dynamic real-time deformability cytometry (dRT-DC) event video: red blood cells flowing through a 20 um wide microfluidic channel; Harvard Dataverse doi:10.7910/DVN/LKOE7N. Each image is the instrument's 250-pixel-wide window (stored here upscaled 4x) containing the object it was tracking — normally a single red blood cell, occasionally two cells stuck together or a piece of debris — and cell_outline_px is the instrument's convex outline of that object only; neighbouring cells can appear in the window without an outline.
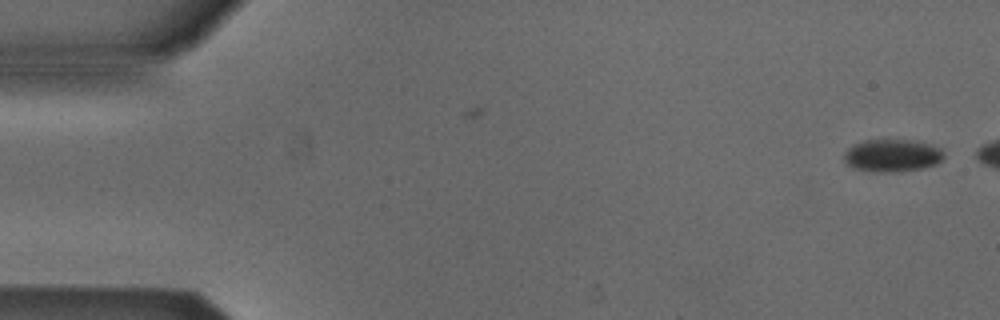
{"species": "Egyptian fruit bat (a non-hibernating species)", "species_latin": "Rousettus aegyptiacus", "temperature_condition": "cold", "stored_images_in_passage": 16, "camera_frame_rate_fps": 3000, "um_per_image_px": 0.085, "animal": {"sex": "male"}, "frame": {"image": 1, "passage_image": 1, "time_ms": 0.0, "image_size_px": [1000, 320], "cell_outline_px": [[944, 156], [936, 164], [920, 168], [892, 172], [872, 172], [852, 168], [844, 160], [844, 152], [848, 148], [856, 144], [868, 140], [908, 140], [928, 144], [940, 148], [944, 152]], "centroid_in_image_um": [75.81, 13.23], "position_along_channel_um": 9.2, "area_um2": 18.67}}